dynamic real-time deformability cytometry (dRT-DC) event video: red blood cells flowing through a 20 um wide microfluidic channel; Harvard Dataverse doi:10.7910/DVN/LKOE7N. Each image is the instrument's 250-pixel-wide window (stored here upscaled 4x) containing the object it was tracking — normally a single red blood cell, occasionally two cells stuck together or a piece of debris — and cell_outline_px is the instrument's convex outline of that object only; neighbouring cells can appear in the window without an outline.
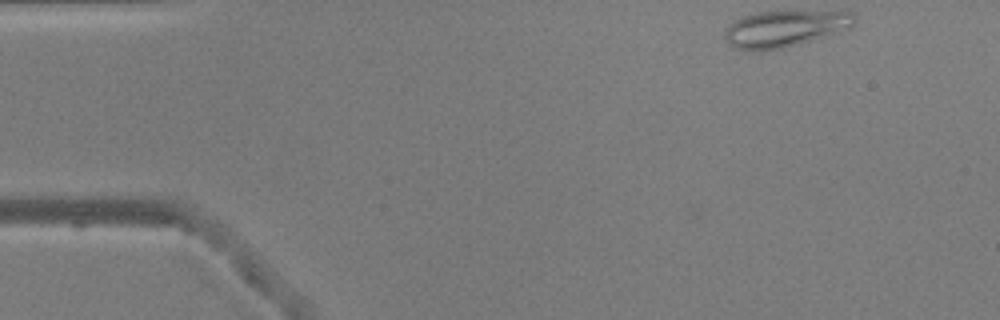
{"species": "common noctule bat (a hibernating species)", "species_latin": "Nyctalus noctula", "temperature_condition": "warm", "stored_images_in_passage": 47, "camera_frame_rate_fps": 3000, "um_per_image_px": 0.085, "animal": {"sex": "male", "body_mass_g": 20.5, "forearm_length_mm": 52.5}, "frame": {"image": 1, "passage_image": 1, "time_ms": 0.0, "image_size_px": [1000, 320], "cell_outline_px": [[856, 24], [808, 40], [780, 48], [748, 52], [732, 48], [728, 44], [724, 36], [724, 28], [736, 20], [744, 16], [756, 12], [852, 12], [856, 16]], "centroid_in_image_um": [66.56, 2.44], "position_along_channel_um": 18.4, "area_um2": 26.76}}
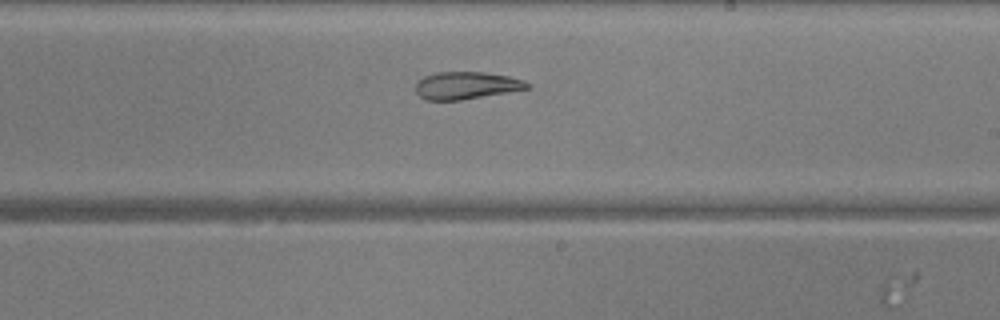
{"frame": {"image": 2, "passage_image": 26, "time_ms": 8.333, "image_size_px": [1000, 320], "cell_outline_px": [[532, 88], [460, 100], [424, 100], [416, 92], [416, 84], [424, 76], [436, 72], [484, 72], [508, 76], [524, 80]], "centroid_in_image_um": [39.64, 7.26], "position_along_channel_um": 249.4, "area_um2": 17.74}}
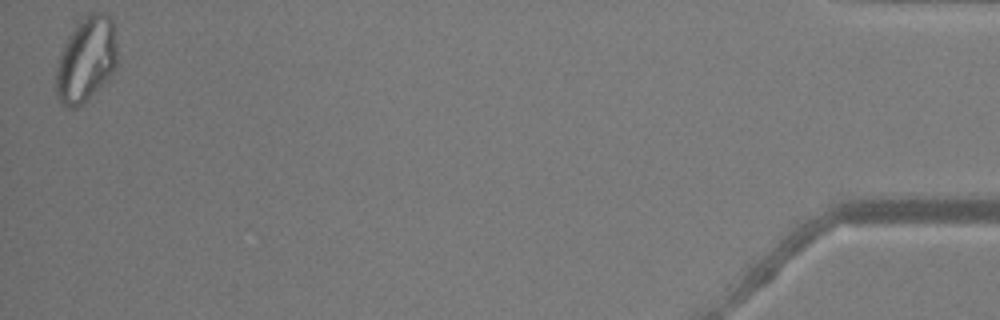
{"frame": {"image": 3, "passage_image": 47, "time_ms": 15.333, "image_size_px": [1000, 320], "cell_outline_px": [[116, 68], [108, 80], [104, 84], [76, 108], [68, 108], [56, 96], [56, 68], [60, 52], [64, 44], [80, 20], [88, 12], [104, 12], [112, 20], [116, 44]], "centroid_in_image_um": [7.32, 5.06], "position_along_channel_um": 427.9, "area_um2": 30.17}, "authors_computed_cell_mechanics": {"area_um2": 22.3686, "velocity_mm_per_s": 3.8803, "shape_relaxation_time_tau1_ms": null, "shape_relaxation_time_tau2_ms": 3.0553, "deformation_change_tau1": null, "deformation_change_tau2": 0.0832}}